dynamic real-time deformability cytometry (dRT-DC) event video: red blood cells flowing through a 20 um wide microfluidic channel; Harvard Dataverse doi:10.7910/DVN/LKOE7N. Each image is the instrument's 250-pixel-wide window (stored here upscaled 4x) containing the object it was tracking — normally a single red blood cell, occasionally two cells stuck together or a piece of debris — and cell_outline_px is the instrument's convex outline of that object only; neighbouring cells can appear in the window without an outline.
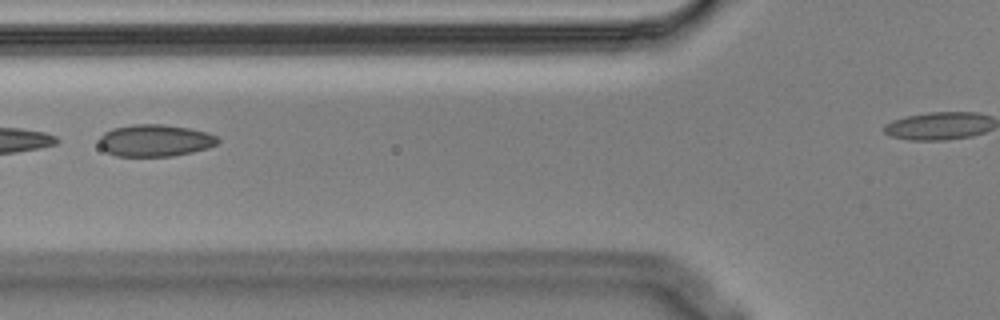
{"species": "Egyptian fruit bat (a non-hibernating species)", "species_latin": "Rousettus aegyptiacus", "temperature_condition": "cold", "stored_images_in_passage": 10, "segment_of_instrument_passage": [1, 2], "camera_frame_rate_fps": 3000, "um_per_image_px": 0.085, "animal": {"sex": "male"}, "frame": {"image": 1, "passage_image": 6, "time_ms": 1.667, "image_size_px": [1000, 320], "cell_outline_px": [[220, 140], [216, 144], [208, 148], [192, 152], [172, 156], [116, 156], [100, 148], [100, 136], [104, 132], [112, 128], [132, 124], [164, 124], [188, 128], [208, 132], [216, 136]], "centroid_in_image_um": [13.17, 11.93], "position_along_channel_um": 112.6, "area_um2": 22.2}}
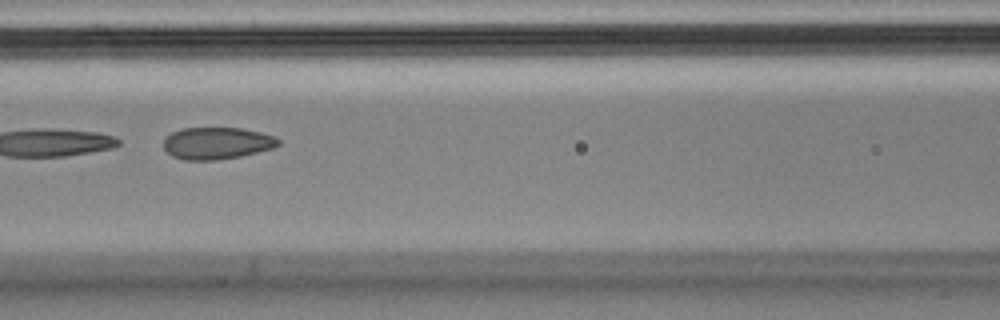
{"frame": {"image": 2, "passage_image": 7, "time_ms": 2.0, "image_size_px": [1000, 320], "cell_outline_px": [[280, 144], [272, 148], [240, 156], [216, 160], [184, 160], [172, 156], [164, 148], [164, 140], [172, 132], [180, 128], [240, 128], [260, 132], [272, 136], [280, 140]], "centroid_in_image_um": [18.41, 12.17], "position_along_channel_um": 148.2, "area_um2": 21.21}}
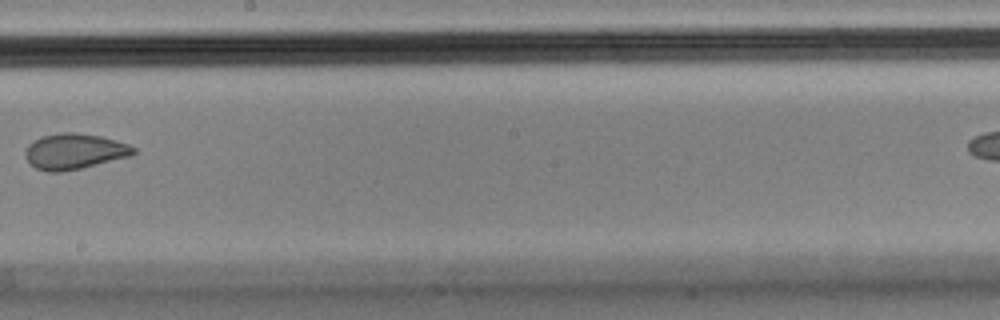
{"frame": {"image": 3, "passage_image": 9, "time_ms": 2.667, "image_size_px": [1000, 320], "cell_outline_px": [[136, 152], [132, 156], [80, 168], [60, 172], [48, 172], [36, 168], [24, 156], [24, 152], [28, 144], [44, 136], [60, 132], [72, 132], [100, 136], [128, 144], [136, 148]], "centroid_in_image_um": [6.33, 12.87], "position_along_channel_um": 241.9, "area_um2": 22.31}}